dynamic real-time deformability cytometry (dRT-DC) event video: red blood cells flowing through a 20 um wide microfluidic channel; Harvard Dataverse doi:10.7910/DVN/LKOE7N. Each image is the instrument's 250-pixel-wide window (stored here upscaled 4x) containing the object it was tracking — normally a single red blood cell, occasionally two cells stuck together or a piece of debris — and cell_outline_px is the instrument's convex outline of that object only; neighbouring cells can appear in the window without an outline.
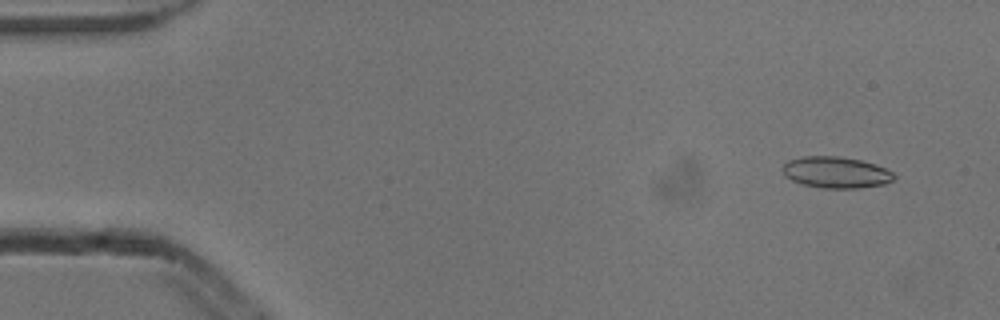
{"species": "common noctule bat (a hibernating species)", "species_latin": "Nyctalus noctula", "temperature_condition": "cold", "stored_images_in_passage": 4, "camera_frame_rate_fps": 3000, "um_per_image_px": 0.085, "animal": {"sex": "male", "body_mass_g": 13.3}, "frame": {"image": 1, "passage_image": 1, "time_ms": 0.0, "image_size_px": [1000, 320], "cell_outline_px": [[896, 176], [892, 180], [884, 184], [860, 188], [824, 188], [804, 184], [792, 180], [784, 176], [784, 164], [788, 160], [804, 156], [840, 156], [860, 160], [876, 164], [892, 172]], "centroid_in_image_um": [71.07, 14.65], "position_along_channel_um": 13.9, "area_um2": 20.23}}
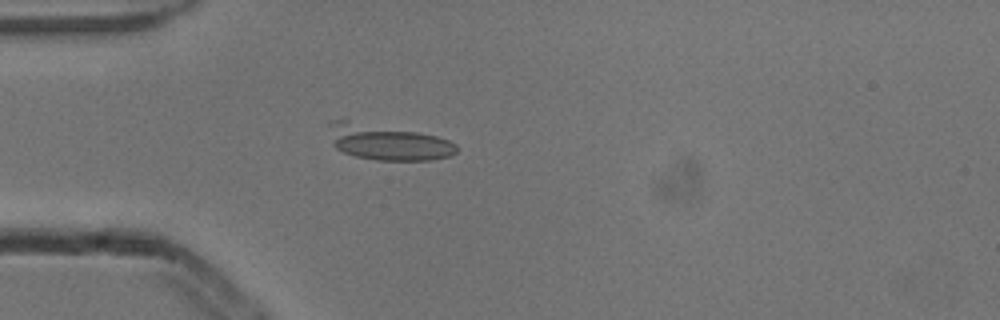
{"frame": {"image": 2, "passage_image": 4, "time_ms": 1.0, "image_size_px": [1000, 320], "cell_outline_px": [[456, 152], [452, 156], [432, 160], [376, 160], [356, 156], [344, 152], [336, 148], [332, 144], [328, 124], [328, 120], [348, 120], [416, 132], [436, 136], [448, 140], [456, 144]], "centroid_in_image_um": [32.92, 12.1], "position_along_channel_um": 52.1, "area_um2": 26.18}}